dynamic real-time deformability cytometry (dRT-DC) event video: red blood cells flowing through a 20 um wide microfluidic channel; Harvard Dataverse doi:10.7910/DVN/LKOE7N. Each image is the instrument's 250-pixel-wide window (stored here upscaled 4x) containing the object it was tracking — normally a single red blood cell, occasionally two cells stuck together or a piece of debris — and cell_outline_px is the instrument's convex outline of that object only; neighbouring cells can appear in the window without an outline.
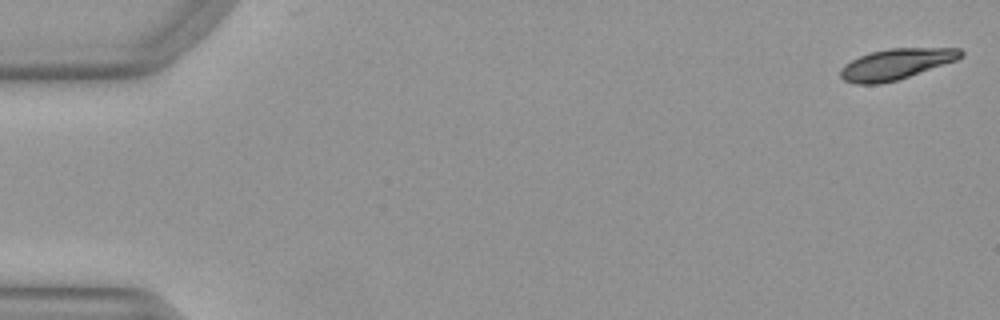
{"species": "Egyptian fruit bat (a non-hibernating species)", "species_latin": "Rousettus aegyptiacus", "temperature_condition": "warm", "stored_images_in_passage": 52, "camera_frame_rate_fps": 3000, "um_per_image_px": 0.085, "animal": {"sex": "female"}, "frame": {"image": 1, "passage_image": 1, "time_ms": 0.0, "image_size_px": [1000, 320], "cell_outline_px": [[964, 56], [956, 60], [896, 80], [880, 84], [856, 84], [844, 80], [840, 76], [840, 68], [844, 64], [860, 56], [872, 52], [888, 48], [960, 48], [964, 52]], "centroid_in_image_um": [76.15, 5.44], "position_along_channel_um": 8.8, "area_um2": 21.39}}
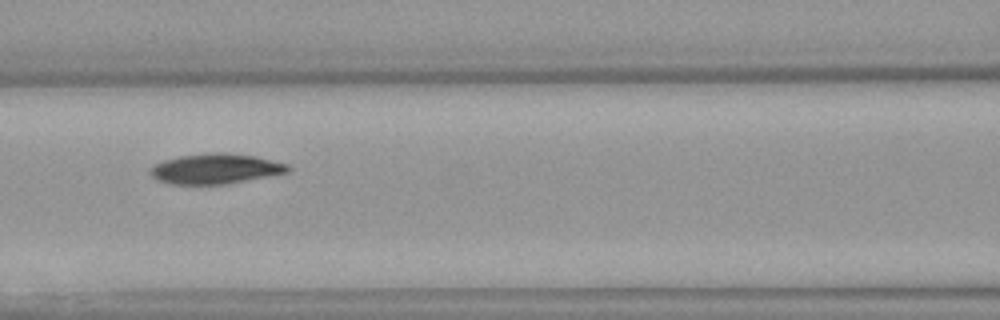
{"frame": {"image": 2, "passage_image": 23, "time_ms": 7.333, "image_size_px": [1000, 320], "cell_outline_px": [[292, 168], [288, 172], [228, 184], [172, 184], [160, 180], [152, 176], [148, 172], [152, 164], [164, 160], [180, 156], [216, 152], [224, 152], [256, 156], [288, 164]], "centroid_in_image_um": [18.32, 14.34], "position_along_channel_um": 148.3, "area_um2": 24.22}}
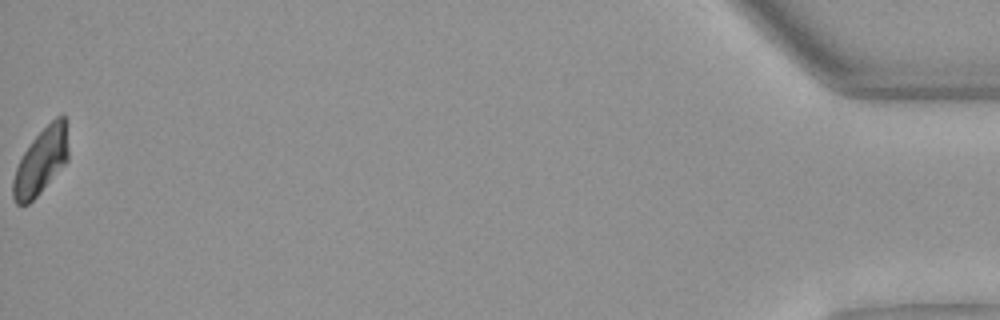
{"frame": {"image": 3, "passage_image": 52, "time_ms": 17.0, "image_size_px": [1000, 320], "cell_outline_px": [[68, 160], [40, 192], [28, 204], [16, 204], [12, 196], [12, 180], [16, 168], [24, 152], [32, 140], [56, 116], [64, 116], [68, 148]], "centroid_in_image_um": [3.46, 13.74], "position_along_channel_um": 431.7, "area_um2": 20.81}, "authors_computed_cell_mechanics": {"area_um2": 22.8599, "velocity_mm_per_s": 3.9636, "shape_relaxation_time_tau1_ms": 3.0228, "shape_relaxation_time_tau2_ms": null, "deformation_change_tau1": 0.1224, "deformation_change_tau2": null}}